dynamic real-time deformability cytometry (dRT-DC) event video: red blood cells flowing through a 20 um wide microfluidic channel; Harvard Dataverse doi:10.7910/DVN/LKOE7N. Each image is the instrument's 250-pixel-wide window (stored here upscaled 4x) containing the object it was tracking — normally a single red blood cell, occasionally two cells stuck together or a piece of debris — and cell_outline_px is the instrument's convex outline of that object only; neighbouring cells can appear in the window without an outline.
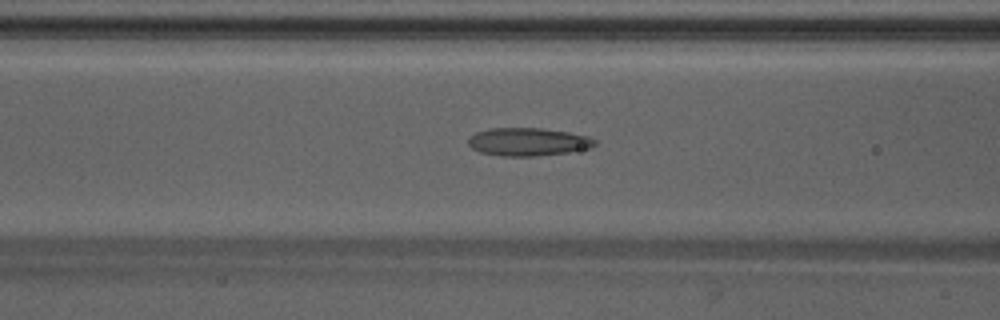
{"species": "Egyptian fruit bat (a non-hibernating species)", "species_latin": "Rousettus aegyptiacus", "temperature_condition": "warm", "stored_images_in_passage": 42, "camera_frame_rate_fps": 3000, "um_per_image_px": 0.085, "animal": {"sex": "male"}, "frame": {"image": 1, "passage_image": 13, "time_ms": 4.0, "image_size_px": [1000, 320], "cell_outline_px": [[596, 144], [592, 148], [568, 152], [536, 156], [500, 156], [480, 152], [472, 148], [468, 144], [468, 136], [476, 132], [488, 128], [540, 128], [568, 132], [588, 136], [596, 140]], "centroid_in_image_um": [44.87, 12.05], "position_along_channel_um": 121.7, "area_um2": 20.81}}
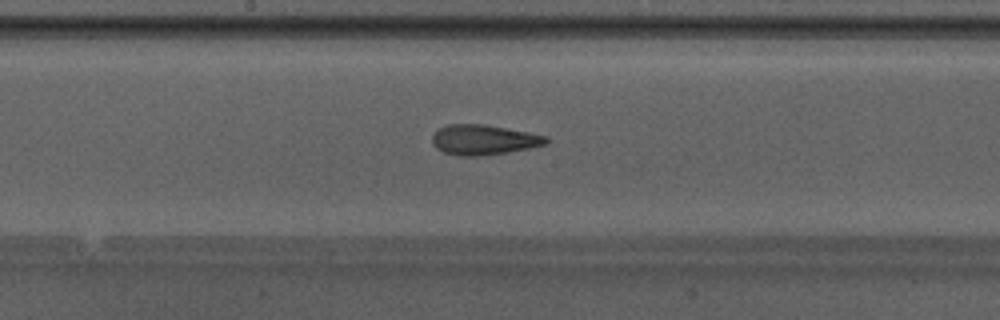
{"frame": {"image": 2, "passage_image": 19, "time_ms": 6.0, "image_size_px": [1000, 320], "cell_outline_px": [[548, 144], [508, 152], [484, 156], [460, 156], [444, 152], [436, 148], [432, 144], [432, 136], [440, 128], [448, 124], [484, 124], [528, 132], [548, 136]], "centroid_in_image_um": [41.12, 11.89], "position_along_channel_um": 207.1, "area_um2": 20.0}}
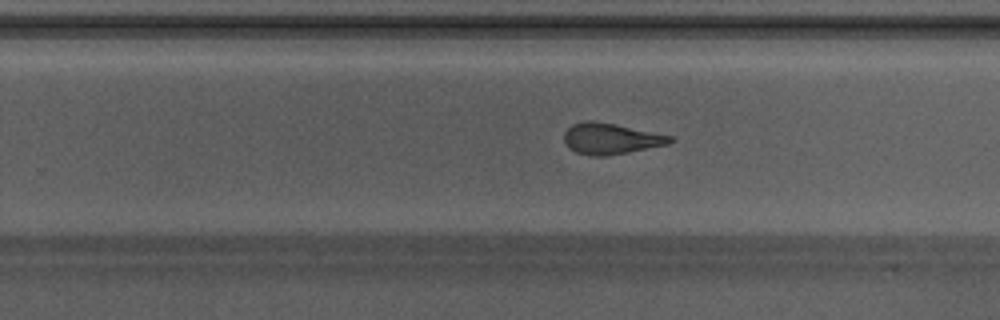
{"frame": {"image": 3, "passage_image": 24, "time_ms": 7.667, "image_size_px": [1000, 320], "cell_outline_px": [[676, 140], [668, 144], [628, 152], [604, 156], [592, 156], [576, 152], [568, 148], [564, 140], [564, 132], [572, 124], [588, 120], [592, 120], [616, 124], [672, 136]], "centroid_in_image_um": [51.9, 11.78], "position_along_channel_um": 277.9, "area_um2": 19.13}, "authors_computed_cell_mechanics": {"area_um2": 19.8254, "velocity_mm_per_s": 4.2748, "shape_relaxation_time_tau1_ms": null, "shape_relaxation_time_tau2_ms": 1.7919, "deformation_change_tau1": null, "deformation_change_tau2": 0.1095}}